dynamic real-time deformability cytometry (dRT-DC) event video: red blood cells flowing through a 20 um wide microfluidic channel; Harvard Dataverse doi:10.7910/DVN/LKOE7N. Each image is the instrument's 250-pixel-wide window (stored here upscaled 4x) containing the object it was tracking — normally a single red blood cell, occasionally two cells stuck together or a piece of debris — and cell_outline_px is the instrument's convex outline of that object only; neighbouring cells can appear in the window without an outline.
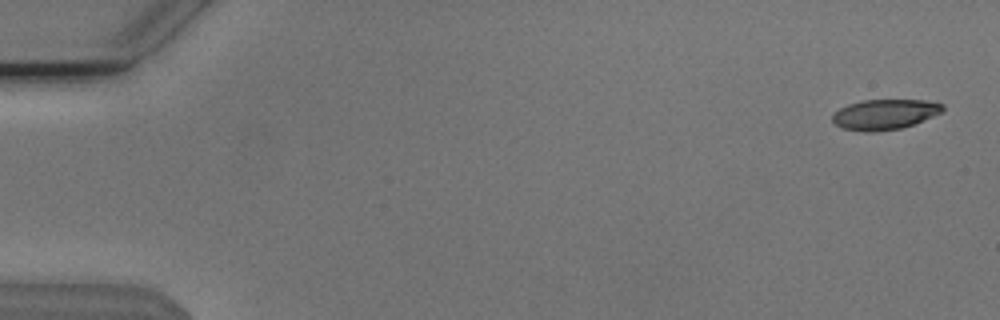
{"species": "Egyptian fruit bat (a non-hibernating species)", "species_latin": "Rousettus aegyptiacus", "temperature_condition": "cold", "stored_images_in_passage": 6, "camera_frame_rate_fps": 3000, "um_per_image_px": 0.085, "animal": {"sex": "male"}, "frame": {"image": 1, "passage_image": 1, "time_ms": 0.0, "image_size_px": [1000, 320], "cell_outline_px": [[944, 112], [912, 124], [900, 128], [876, 132], [864, 132], [844, 128], [836, 124], [832, 120], [832, 116], [840, 108], [848, 104], [864, 100], [924, 100], [944, 104]], "centroid_in_image_um": [75.22, 9.72], "position_along_channel_um": 9.8, "area_um2": 19.31}}